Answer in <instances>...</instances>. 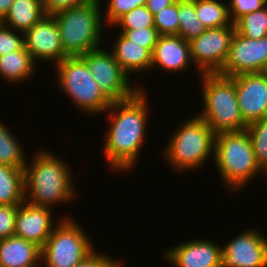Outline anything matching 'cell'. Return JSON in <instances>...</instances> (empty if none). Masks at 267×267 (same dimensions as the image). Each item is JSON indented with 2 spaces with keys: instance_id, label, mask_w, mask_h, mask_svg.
<instances>
[{
  "instance_id": "6da1fadb",
  "label": "cell",
  "mask_w": 267,
  "mask_h": 267,
  "mask_svg": "<svg viewBox=\"0 0 267 267\" xmlns=\"http://www.w3.org/2000/svg\"><path fill=\"white\" fill-rule=\"evenodd\" d=\"M146 90L132 97L112 102L108 111L109 129L104 133V158L115 172L135 168L144 147L149 113ZM110 113V114H109Z\"/></svg>"
},
{
  "instance_id": "7a4b0ae2",
  "label": "cell",
  "mask_w": 267,
  "mask_h": 267,
  "mask_svg": "<svg viewBox=\"0 0 267 267\" xmlns=\"http://www.w3.org/2000/svg\"><path fill=\"white\" fill-rule=\"evenodd\" d=\"M70 170L69 164L51 151L35 152L24 169L25 201L52 209V205L74 200L77 192Z\"/></svg>"
},
{
  "instance_id": "3957f363",
  "label": "cell",
  "mask_w": 267,
  "mask_h": 267,
  "mask_svg": "<svg viewBox=\"0 0 267 267\" xmlns=\"http://www.w3.org/2000/svg\"><path fill=\"white\" fill-rule=\"evenodd\" d=\"M213 160L229 193L239 192L249 181L265 173L256 162L247 129L215 134Z\"/></svg>"
},
{
  "instance_id": "277c9868",
  "label": "cell",
  "mask_w": 267,
  "mask_h": 267,
  "mask_svg": "<svg viewBox=\"0 0 267 267\" xmlns=\"http://www.w3.org/2000/svg\"><path fill=\"white\" fill-rule=\"evenodd\" d=\"M101 2L91 0L52 15L59 28L64 52L69 57L82 56L101 47L104 38Z\"/></svg>"
},
{
  "instance_id": "5b68a950",
  "label": "cell",
  "mask_w": 267,
  "mask_h": 267,
  "mask_svg": "<svg viewBox=\"0 0 267 267\" xmlns=\"http://www.w3.org/2000/svg\"><path fill=\"white\" fill-rule=\"evenodd\" d=\"M181 123L170 134L162 154L170 167L179 173H185L186 170L203 167L210 156L214 159L215 133L198 115Z\"/></svg>"
},
{
  "instance_id": "8992f818",
  "label": "cell",
  "mask_w": 267,
  "mask_h": 267,
  "mask_svg": "<svg viewBox=\"0 0 267 267\" xmlns=\"http://www.w3.org/2000/svg\"><path fill=\"white\" fill-rule=\"evenodd\" d=\"M203 108L200 116L215 134L242 131L247 128L238 105L235 81L219 73H203Z\"/></svg>"
},
{
  "instance_id": "52a82bcc",
  "label": "cell",
  "mask_w": 267,
  "mask_h": 267,
  "mask_svg": "<svg viewBox=\"0 0 267 267\" xmlns=\"http://www.w3.org/2000/svg\"><path fill=\"white\" fill-rule=\"evenodd\" d=\"M54 66L59 89L66 92L75 107L88 115L106 114L112 102L102 93L80 56L66 57Z\"/></svg>"
},
{
  "instance_id": "ba28073f",
  "label": "cell",
  "mask_w": 267,
  "mask_h": 267,
  "mask_svg": "<svg viewBox=\"0 0 267 267\" xmlns=\"http://www.w3.org/2000/svg\"><path fill=\"white\" fill-rule=\"evenodd\" d=\"M56 224L41 248V266L73 267L95 250L92 240L72 217H62Z\"/></svg>"
},
{
  "instance_id": "9c48e42d",
  "label": "cell",
  "mask_w": 267,
  "mask_h": 267,
  "mask_svg": "<svg viewBox=\"0 0 267 267\" xmlns=\"http://www.w3.org/2000/svg\"><path fill=\"white\" fill-rule=\"evenodd\" d=\"M80 57L86 62L102 93L111 102L126 100L139 90H145L138 83L132 85L131 77L120 67L111 51L100 47Z\"/></svg>"
},
{
  "instance_id": "30bf717a",
  "label": "cell",
  "mask_w": 267,
  "mask_h": 267,
  "mask_svg": "<svg viewBox=\"0 0 267 267\" xmlns=\"http://www.w3.org/2000/svg\"><path fill=\"white\" fill-rule=\"evenodd\" d=\"M235 25L206 29L189 41L191 58L198 73H219L226 63Z\"/></svg>"
},
{
  "instance_id": "8fae6325",
  "label": "cell",
  "mask_w": 267,
  "mask_h": 267,
  "mask_svg": "<svg viewBox=\"0 0 267 267\" xmlns=\"http://www.w3.org/2000/svg\"><path fill=\"white\" fill-rule=\"evenodd\" d=\"M267 71V36L248 39L236 31L232 37L230 51L219 74L232 77L241 74Z\"/></svg>"
},
{
  "instance_id": "7c38bea8",
  "label": "cell",
  "mask_w": 267,
  "mask_h": 267,
  "mask_svg": "<svg viewBox=\"0 0 267 267\" xmlns=\"http://www.w3.org/2000/svg\"><path fill=\"white\" fill-rule=\"evenodd\" d=\"M221 267H267V237L249 228L222 247Z\"/></svg>"
},
{
  "instance_id": "4fadbf2b",
  "label": "cell",
  "mask_w": 267,
  "mask_h": 267,
  "mask_svg": "<svg viewBox=\"0 0 267 267\" xmlns=\"http://www.w3.org/2000/svg\"><path fill=\"white\" fill-rule=\"evenodd\" d=\"M25 49L31 54L33 61L59 63L69 57L62 46L59 28L52 15L44 16L24 33Z\"/></svg>"
},
{
  "instance_id": "5bb4252c",
  "label": "cell",
  "mask_w": 267,
  "mask_h": 267,
  "mask_svg": "<svg viewBox=\"0 0 267 267\" xmlns=\"http://www.w3.org/2000/svg\"><path fill=\"white\" fill-rule=\"evenodd\" d=\"M241 116L249 125L267 117V72L232 76Z\"/></svg>"
},
{
  "instance_id": "9a60e30c",
  "label": "cell",
  "mask_w": 267,
  "mask_h": 267,
  "mask_svg": "<svg viewBox=\"0 0 267 267\" xmlns=\"http://www.w3.org/2000/svg\"><path fill=\"white\" fill-rule=\"evenodd\" d=\"M164 251L173 267H221L222 248L208 238L185 241Z\"/></svg>"
},
{
  "instance_id": "2e32d148",
  "label": "cell",
  "mask_w": 267,
  "mask_h": 267,
  "mask_svg": "<svg viewBox=\"0 0 267 267\" xmlns=\"http://www.w3.org/2000/svg\"><path fill=\"white\" fill-rule=\"evenodd\" d=\"M52 210L24 201L17 208L14 235L42 248L55 227Z\"/></svg>"
},
{
  "instance_id": "e0dca14e",
  "label": "cell",
  "mask_w": 267,
  "mask_h": 267,
  "mask_svg": "<svg viewBox=\"0 0 267 267\" xmlns=\"http://www.w3.org/2000/svg\"><path fill=\"white\" fill-rule=\"evenodd\" d=\"M193 64L189 41L179 35H160L152 52L151 69L162 68V71L180 72ZM157 66V67H156Z\"/></svg>"
},
{
  "instance_id": "ac0fdd59",
  "label": "cell",
  "mask_w": 267,
  "mask_h": 267,
  "mask_svg": "<svg viewBox=\"0 0 267 267\" xmlns=\"http://www.w3.org/2000/svg\"><path fill=\"white\" fill-rule=\"evenodd\" d=\"M41 247L16 235L0 240V267H41Z\"/></svg>"
},
{
  "instance_id": "d6986e66",
  "label": "cell",
  "mask_w": 267,
  "mask_h": 267,
  "mask_svg": "<svg viewBox=\"0 0 267 267\" xmlns=\"http://www.w3.org/2000/svg\"><path fill=\"white\" fill-rule=\"evenodd\" d=\"M111 52L120 67L130 76L132 73L151 71L152 52L140 44L134 43L118 32Z\"/></svg>"
},
{
  "instance_id": "ffe728a7",
  "label": "cell",
  "mask_w": 267,
  "mask_h": 267,
  "mask_svg": "<svg viewBox=\"0 0 267 267\" xmlns=\"http://www.w3.org/2000/svg\"><path fill=\"white\" fill-rule=\"evenodd\" d=\"M36 72V63L25 47L0 56V77L7 83L24 82L33 77ZM16 83V84H15Z\"/></svg>"
},
{
  "instance_id": "44dd1931",
  "label": "cell",
  "mask_w": 267,
  "mask_h": 267,
  "mask_svg": "<svg viewBox=\"0 0 267 267\" xmlns=\"http://www.w3.org/2000/svg\"><path fill=\"white\" fill-rule=\"evenodd\" d=\"M46 16L42 0H14L8 14L1 21L15 31L25 33Z\"/></svg>"
},
{
  "instance_id": "7402d4cb",
  "label": "cell",
  "mask_w": 267,
  "mask_h": 267,
  "mask_svg": "<svg viewBox=\"0 0 267 267\" xmlns=\"http://www.w3.org/2000/svg\"><path fill=\"white\" fill-rule=\"evenodd\" d=\"M24 169L0 164V204L20 205L25 201Z\"/></svg>"
},
{
  "instance_id": "603a6c76",
  "label": "cell",
  "mask_w": 267,
  "mask_h": 267,
  "mask_svg": "<svg viewBox=\"0 0 267 267\" xmlns=\"http://www.w3.org/2000/svg\"><path fill=\"white\" fill-rule=\"evenodd\" d=\"M196 17L207 28L232 25L228 2L222 0H195Z\"/></svg>"
},
{
  "instance_id": "cb8c5ba5",
  "label": "cell",
  "mask_w": 267,
  "mask_h": 267,
  "mask_svg": "<svg viewBox=\"0 0 267 267\" xmlns=\"http://www.w3.org/2000/svg\"><path fill=\"white\" fill-rule=\"evenodd\" d=\"M9 130V127L7 128L3 122H0V164L25 168L28 159L22 149L23 146Z\"/></svg>"
},
{
  "instance_id": "d4e9b609",
  "label": "cell",
  "mask_w": 267,
  "mask_h": 267,
  "mask_svg": "<svg viewBox=\"0 0 267 267\" xmlns=\"http://www.w3.org/2000/svg\"><path fill=\"white\" fill-rule=\"evenodd\" d=\"M178 35L186 41L200 36L207 28L196 17L195 0H178Z\"/></svg>"
},
{
  "instance_id": "484cf974",
  "label": "cell",
  "mask_w": 267,
  "mask_h": 267,
  "mask_svg": "<svg viewBox=\"0 0 267 267\" xmlns=\"http://www.w3.org/2000/svg\"><path fill=\"white\" fill-rule=\"evenodd\" d=\"M234 25L235 31L245 38L255 40L267 36V4L240 17Z\"/></svg>"
},
{
  "instance_id": "4316f807",
  "label": "cell",
  "mask_w": 267,
  "mask_h": 267,
  "mask_svg": "<svg viewBox=\"0 0 267 267\" xmlns=\"http://www.w3.org/2000/svg\"><path fill=\"white\" fill-rule=\"evenodd\" d=\"M246 129L250 135L256 162L267 174V117L249 124Z\"/></svg>"
},
{
  "instance_id": "83f0119b",
  "label": "cell",
  "mask_w": 267,
  "mask_h": 267,
  "mask_svg": "<svg viewBox=\"0 0 267 267\" xmlns=\"http://www.w3.org/2000/svg\"><path fill=\"white\" fill-rule=\"evenodd\" d=\"M112 26L131 30L154 27V15L148 10L146 5L138 6L121 16Z\"/></svg>"
},
{
  "instance_id": "f1b7e54d",
  "label": "cell",
  "mask_w": 267,
  "mask_h": 267,
  "mask_svg": "<svg viewBox=\"0 0 267 267\" xmlns=\"http://www.w3.org/2000/svg\"><path fill=\"white\" fill-rule=\"evenodd\" d=\"M154 27L159 35H178V0L154 15Z\"/></svg>"
},
{
  "instance_id": "f546056e",
  "label": "cell",
  "mask_w": 267,
  "mask_h": 267,
  "mask_svg": "<svg viewBox=\"0 0 267 267\" xmlns=\"http://www.w3.org/2000/svg\"><path fill=\"white\" fill-rule=\"evenodd\" d=\"M147 0H109L105 8L103 21L105 26L111 28L112 25L125 13L130 12L138 6L146 5Z\"/></svg>"
},
{
  "instance_id": "4dcf8cb0",
  "label": "cell",
  "mask_w": 267,
  "mask_h": 267,
  "mask_svg": "<svg viewBox=\"0 0 267 267\" xmlns=\"http://www.w3.org/2000/svg\"><path fill=\"white\" fill-rule=\"evenodd\" d=\"M24 47V33L15 31L0 22V56L12 51L21 50Z\"/></svg>"
},
{
  "instance_id": "1f68e13d",
  "label": "cell",
  "mask_w": 267,
  "mask_h": 267,
  "mask_svg": "<svg viewBox=\"0 0 267 267\" xmlns=\"http://www.w3.org/2000/svg\"><path fill=\"white\" fill-rule=\"evenodd\" d=\"M122 33L126 38L134 43L140 44L142 47L148 48L153 52L154 46L157 43L160 36L155 27H147L141 29H121L118 31Z\"/></svg>"
},
{
  "instance_id": "d6a6232c",
  "label": "cell",
  "mask_w": 267,
  "mask_h": 267,
  "mask_svg": "<svg viewBox=\"0 0 267 267\" xmlns=\"http://www.w3.org/2000/svg\"><path fill=\"white\" fill-rule=\"evenodd\" d=\"M267 4V0H228L229 13L234 24L240 17L260 10Z\"/></svg>"
},
{
  "instance_id": "836d02e7",
  "label": "cell",
  "mask_w": 267,
  "mask_h": 267,
  "mask_svg": "<svg viewBox=\"0 0 267 267\" xmlns=\"http://www.w3.org/2000/svg\"><path fill=\"white\" fill-rule=\"evenodd\" d=\"M18 206L0 204V240L14 235Z\"/></svg>"
},
{
  "instance_id": "e575fe53",
  "label": "cell",
  "mask_w": 267,
  "mask_h": 267,
  "mask_svg": "<svg viewBox=\"0 0 267 267\" xmlns=\"http://www.w3.org/2000/svg\"><path fill=\"white\" fill-rule=\"evenodd\" d=\"M91 0H42L46 15H53L56 12L85 4Z\"/></svg>"
},
{
  "instance_id": "d590c367",
  "label": "cell",
  "mask_w": 267,
  "mask_h": 267,
  "mask_svg": "<svg viewBox=\"0 0 267 267\" xmlns=\"http://www.w3.org/2000/svg\"><path fill=\"white\" fill-rule=\"evenodd\" d=\"M94 250L89 256L84 260L74 265L73 267H102L110 258V255L105 253H100Z\"/></svg>"
},
{
  "instance_id": "8d00e7d4",
  "label": "cell",
  "mask_w": 267,
  "mask_h": 267,
  "mask_svg": "<svg viewBox=\"0 0 267 267\" xmlns=\"http://www.w3.org/2000/svg\"><path fill=\"white\" fill-rule=\"evenodd\" d=\"M176 1L177 0H147L146 7L153 15H155L163 8L172 5Z\"/></svg>"
},
{
  "instance_id": "74e56055",
  "label": "cell",
  "mask_w": 267,
  "mask_h": 267,
  "mask_svg": "<svg viewBox=\"0 0 267 267\" xmlns=\"http://www.w3.org/2000/svg\"><path fill=\"white\" fill-rule=\"evenodd\" d=\"M14 0H0V22L8 14Z\"/></svg>"
},
{
  "instance_id": "f35d334b",
  "label": "cell",
  "mask_w": 267,
  "mask_h": 267,
  "mask_svg": "<svg viewBox=\"0 0 267 267\" xmlns=\"http://www.w3.org/2000/svg\"><path fill=\"white\" fill-rule=\"evenodd\" d=\"M122 263L120 259L116 261V258H110L102 267H124Z\"/></svg>"
}]
</instances>
